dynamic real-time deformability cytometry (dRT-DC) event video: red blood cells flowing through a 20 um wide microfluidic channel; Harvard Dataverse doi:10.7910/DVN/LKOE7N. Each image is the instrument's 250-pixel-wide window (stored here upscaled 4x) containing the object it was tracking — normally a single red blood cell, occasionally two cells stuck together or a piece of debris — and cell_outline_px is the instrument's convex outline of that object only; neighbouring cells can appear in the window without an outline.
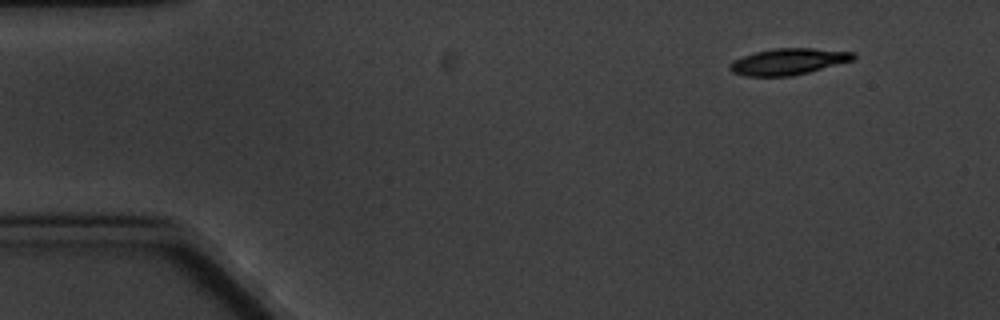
{"species": "common noctule bat (a hibernating species)", "species_latin": "Nyctalus noctula", "temperature_condition": "cold", "stored_images_in_passage": 10, "camera_frame_rate_fps": 3000, "um_per_image_px": 0.085, "animal": {"sex": "male", "body_mass_g": 20.1, "forearm_length_mm": 53.5}, "frame": {"image": 1, "passage_image": 1, "time_ms": 0.0, "image_size_px": [1000, 320], "cell_outline_px": [[856, 56], [852, 60], [808, 72], [792, 76], [748, 76], [732, 72], [728, 68], [728, 64], [732, 60], [756, 52], [776, 48], [812, 48], [856, 52]], "centroid_in_image_um": [66.98, 5.23], "position_along_channel_um": 18.0, "area_um2": 18.84}}
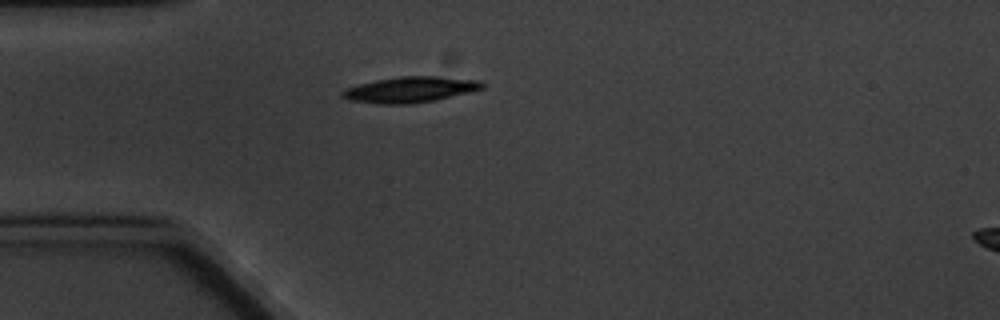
{"frame": {"image": 2, "passage_image": 4, "time_ms": 3.333, "image_size_px": [1000, 320], "cell_outline_px": [[484, 88], [436, 100], [412, 104], [376, 104], [348, 100], [340, 96], [340, 92], [348, 88], [360, 84], [376, 80], [400, 76], [440, 76], [480, 80], [484, 84]], "centroid_in_image_um": [34.86, 7.62], "position_along_channel_um": 50.1, "area_um2": 21.1}}
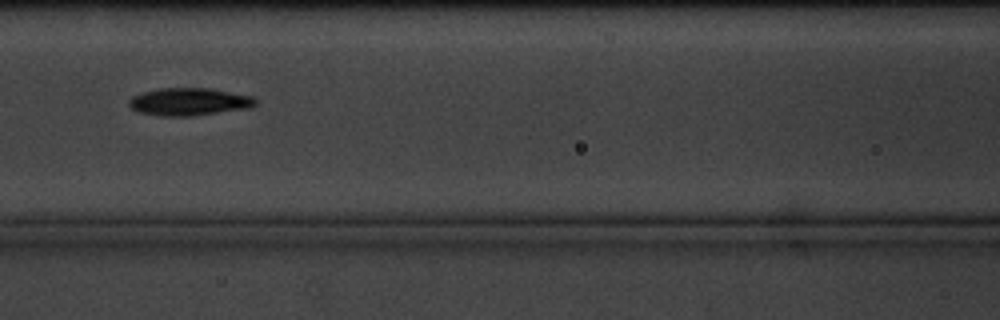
{"frame": {"image": 3, "passage_image": 7, "time_ms": 6.667, "image_size_px": [1000, 320], "cell_outline_px": [[256, 104], [248, 108], [188, 116], [160, 116], [140, 112], [132, 108], [128, 104], [128, 100], [132, 96], [144, 92], [160, 88], [212, 88], [252, 96], [256, 100]], "centroid_in_image_um": [16.06, 8.64], "position_along_channel_um": 150.5, "area_um2": 20.17}}